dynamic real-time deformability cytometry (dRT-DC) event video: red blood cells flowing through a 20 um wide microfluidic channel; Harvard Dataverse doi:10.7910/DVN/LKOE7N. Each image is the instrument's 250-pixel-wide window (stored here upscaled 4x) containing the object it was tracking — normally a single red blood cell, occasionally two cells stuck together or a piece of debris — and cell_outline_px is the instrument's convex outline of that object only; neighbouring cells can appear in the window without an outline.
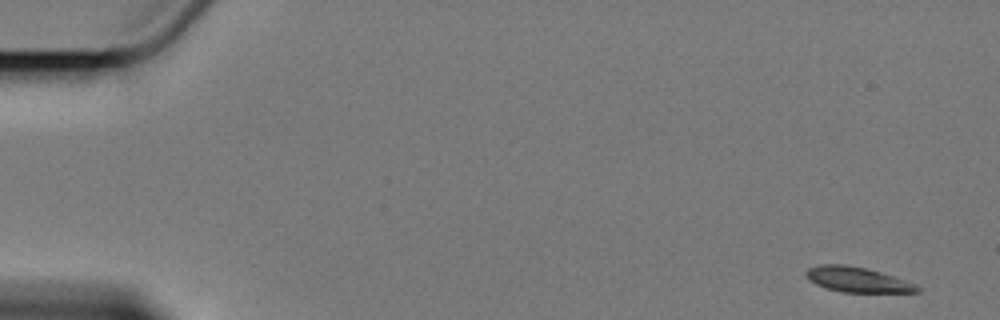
{"species": "Egyptian fruit bat (a non-hibernating species)", "species_latin": "Rousettus aegyptiacus", "temperature_condition": "cold", "stored_images_in_passage": 8, "camera_frame_rate_fps": 3000, "um_per_image_px": 0.085, "animal": {"sex": "female"}, "frame": {"image": 1, "passage_image": 1, "time_ms": 0.0, "image_size_px": [1000, 320], "cell_outline_px": [[920, 292], [844, 292], [828, 288], [816, 284], [808, 280], [804, 272], [808, 268], [820, 264], [844, 264], [868, 268], [916, 284], [920, 288]], "centroid_in_image_um": [72.85, 23.75], "position_along_channel_um": 12.2, "area_um2": 16.18}}
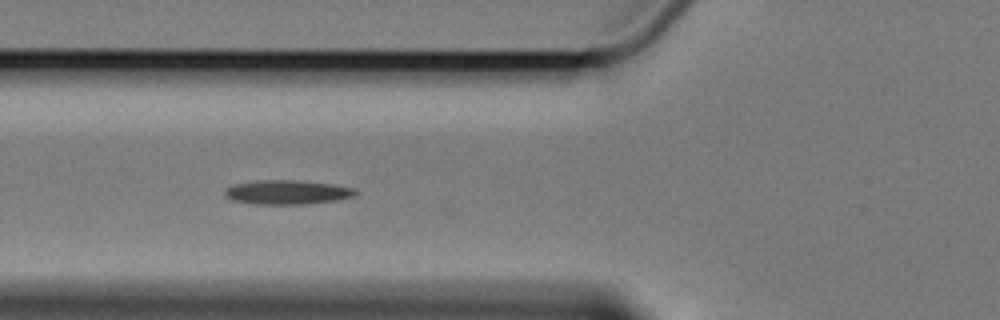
{"frame": {"image": 2, "passage_image": 6, "time_ms": 6.667, "image_size_px": [1000, 320], "cell_outline_px": [[360, 192], [356, 196], [336, 200], [308, 204], [256, 204], [232, 200], [224, 196], [224, 192], [228, 188], [236, 184], [256, 180], [292, 180], [332, 184], [356, 188]], "centroid_in_image_um": [24.47, 16.34], "position_along_channel_um": 101.3, "area_um2": 18.5}}
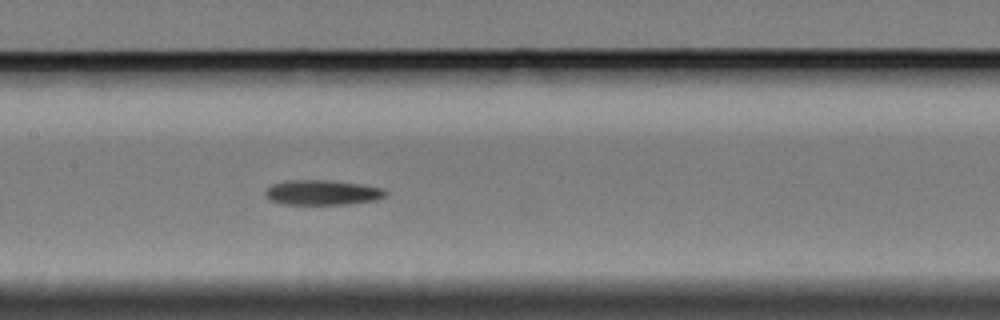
{"frame": {"image": 3, "passage_image": 8, "time_ms": 9.0, "image_size_px": [1000, 320], "cell_outline_px": [[388, 192], [384, 196], [376, 200], [348, 204], [280, 204], [268, 200], [264, 196], [264, 192], [272, 184], [288, 180], [328, 180], [360, 184], [384, 188]], "centroid_in_image_um": [27.36, 16.37], "position_along_channel_um": 180.0, "area_um2": 17.63}}